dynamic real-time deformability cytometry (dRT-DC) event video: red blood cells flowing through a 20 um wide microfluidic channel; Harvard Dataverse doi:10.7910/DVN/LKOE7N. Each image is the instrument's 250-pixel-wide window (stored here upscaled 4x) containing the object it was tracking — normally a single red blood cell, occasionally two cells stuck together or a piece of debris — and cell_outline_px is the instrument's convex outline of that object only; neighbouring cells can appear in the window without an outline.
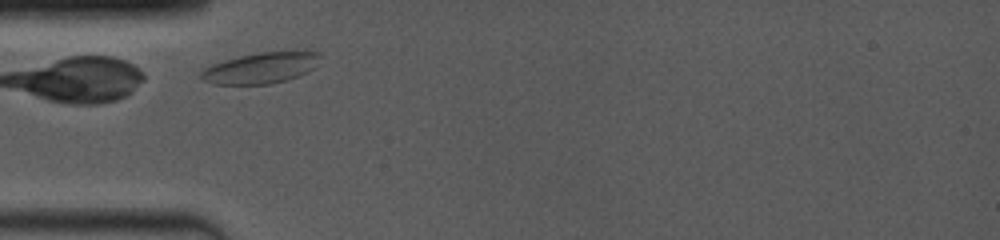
{"species": "common noctule bat (a hibernating species)", "species_latin": "Nyctalus noctula", "temperature_condition": "room temperature", "stored_images_in_passage": 26, "camera_frame_rate_fps": 4000, "um_per_image_px": 0.085, "animal": {"sex": "female", "body_mass_g": 19.0, "forearm_length_mm": 53.3}, "frame": {"image": 1, "passage_image": 1, "time_ms": 0.0, "image_size_px": [1000, 240], "cell_outline_px": [[320, 56], [316, 68], [308, 72], [284, 80], [268, 84], [212, 84], [204, 80], [200, 76], [200, 72], [204, 68], [212, 64], [224, 60], [256, 52], [320, 52]], "centroid_in_image_um": [22.15, 5.78], "position_along_channel_um": 62.8, "area_um2": 21.27}}
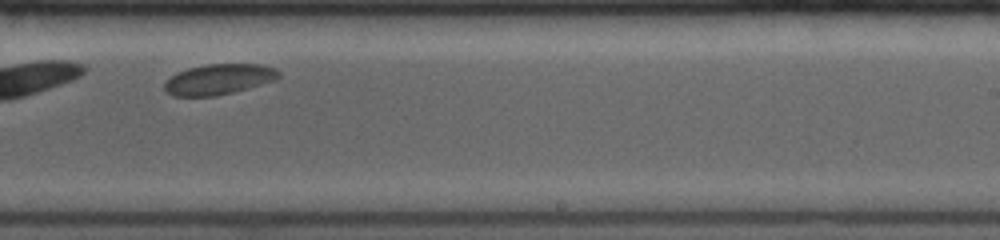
{"frame": {"image": 2, "passage_image": 14, "time_ms": 5.5, "image_size_px": [1000, 240], "cell_outline_px": [[280, 76], [276, 80], [248, 88], [216, 96], [172, 96], [164, 92], [164, 84], [176, 72], [188, 68], [204, 64], [260, 64], [276, 68], [280, 72]], "centroid_in_image_um": [18.59, 6.74], "position_along_channel_um": 270.4, "area_um2": 20.46}}
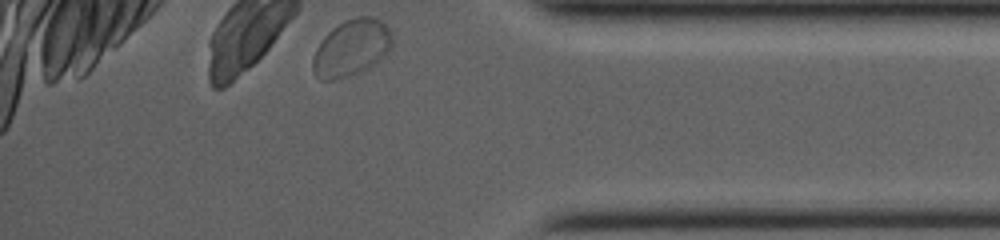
{"frame": {"image": 3, "passage_image": 26, "time_ms": 9.25, "image_size_px": [1000, 240], "cell_outline_px": [[392, 48], [376, 64], [368, 68], [332, 80], [320, 80], [312, 72], [312, 60], [316, 48], [324, 36], [332, 28], [344, 20], [356, 16], [376, 16], [392, 32]], "centroid_in_image_um": [29.88, 4.04], "position_along_channel_um": 405.3, "area_um2": 26.3}}